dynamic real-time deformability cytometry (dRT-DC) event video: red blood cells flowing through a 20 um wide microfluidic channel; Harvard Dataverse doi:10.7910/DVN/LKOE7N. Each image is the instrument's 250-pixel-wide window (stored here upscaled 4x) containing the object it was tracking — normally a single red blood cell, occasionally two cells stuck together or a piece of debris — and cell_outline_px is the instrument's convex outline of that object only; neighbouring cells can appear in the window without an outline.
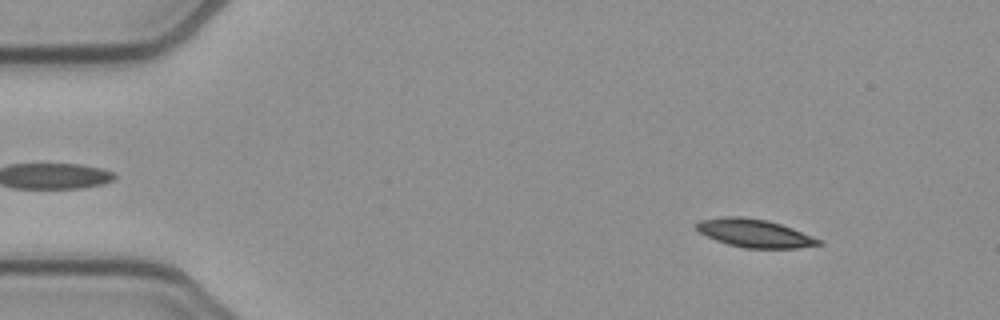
{"species": "common noctule bat (a hibernating species)", "species_latin": "Nyctalus noctula", "temperature_condition": "cold", "stored_images_in_passage": 52, "camera_frame_rate_fps": 3000, "um_per_image_px": 0.085, "animal": {"sex": "female", "body_mass_g": 21.9}, "frame": {"image": 1, "passage_image": 6, "time_ms": 1.667, "image_size_px": [1000, 320], "cell_outline_px": [[824, 244], [796, 248], [744, 248], [728, 244], [716, 240], [700, 232], [692, 224], [700, 220], [724, 216], [740, 216], [768, 220], [792, 228], [820, 240]], "centroid_in_image_um": [64.09, 19.81], "position_along_channel_um": 20.9, "area_um2": 19.94}}
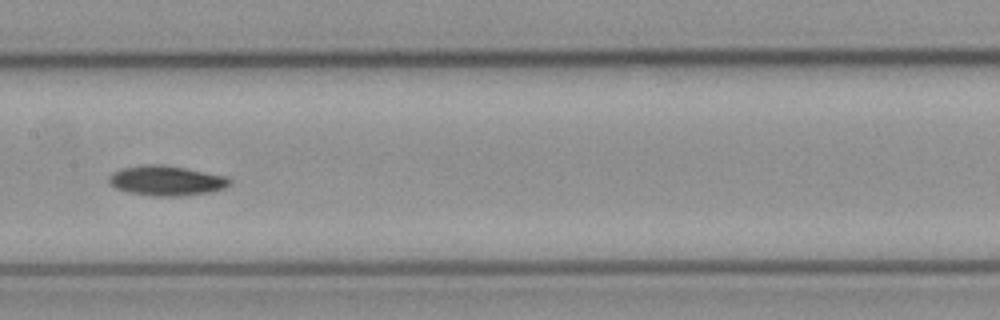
{"frame": {"image": 2, "passage_image": 26, "time_ms": 8.333, "image_size_px": [1000, 320], "cell_outline_px": [[232, 184], [224, 188], [212, 192], [180, 196], [152, 196], [128, 192], [116, 188], [108, 184], [108, 176], [112, 172], [120, 168], [148, 164], [160, 164], [184, 168], [228, 176], [232, 180]], "centroid_in_image_um": [14.14, 15.36], "position_along_channel_um": 193.3, "area_um2": 21.33}}
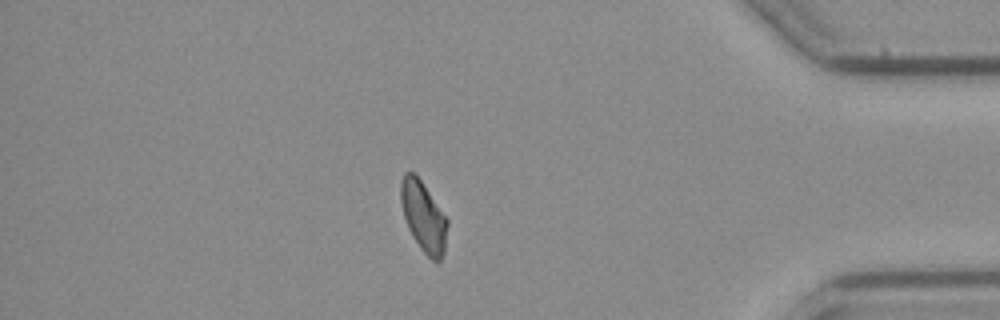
{"frame": {"image": 3, "passage_image": 45, "time_ms": 14.667, "image_size_px": [1000, 320], "cell_outline_px": [[448, 224], [444, 252], [440, 260], [432, 260], [420, 248], [412, 236], [408, 228], [404, 216], [400, 200], [400, 180], [404, 172], [412, 172], [420, 180], [448, 220]], "centroid_in_image_um": [35.97, 18.41], "position_along_channel_um": 399.2, "area_um2": 18.79}, "authors_computed_cell_mechanics": {"area_um2": 20.1144, "velocity_mm_per_s": 3.8583, "shape_relaxation_time_tau1_ms": 6.4677, "shape_relaxation_time_tau2_ms": null, "deformation_change_tau1": 0.1449, "deformation_change_tau2": null}}